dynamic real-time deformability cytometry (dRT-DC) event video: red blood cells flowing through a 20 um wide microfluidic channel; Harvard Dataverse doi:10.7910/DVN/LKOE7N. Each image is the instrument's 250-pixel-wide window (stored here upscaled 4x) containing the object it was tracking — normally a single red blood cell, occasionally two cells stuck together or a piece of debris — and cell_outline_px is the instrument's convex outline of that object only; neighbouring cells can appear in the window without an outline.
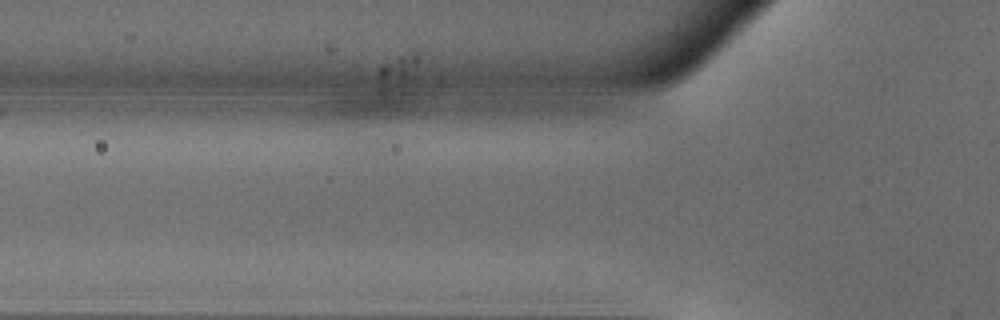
{"species": "common noctule bat (a hibernating species)", "species_latin": "Nyctalus noctula", "temperature_condition": "warm", "stored_images_in_passage": 5, "camera_frame_rate_fps": 3000, "um_per_image_px": 0.085, "animal": {"sex": "male", "body_mass_g": 18.8}, "frame": {"image": 1, "passage_image": 2, "time_ms": 0.333, "image_size_px": [1000, 320], "cell_outline_px": [[608, 92], [604, 100], [592, 104], [460, 104], [460, 100], [516, 92]], "centroid_in_image_um": [45.87, 8.36], "position_along_channel_um": 79.9, "area_um2": 10.81}}